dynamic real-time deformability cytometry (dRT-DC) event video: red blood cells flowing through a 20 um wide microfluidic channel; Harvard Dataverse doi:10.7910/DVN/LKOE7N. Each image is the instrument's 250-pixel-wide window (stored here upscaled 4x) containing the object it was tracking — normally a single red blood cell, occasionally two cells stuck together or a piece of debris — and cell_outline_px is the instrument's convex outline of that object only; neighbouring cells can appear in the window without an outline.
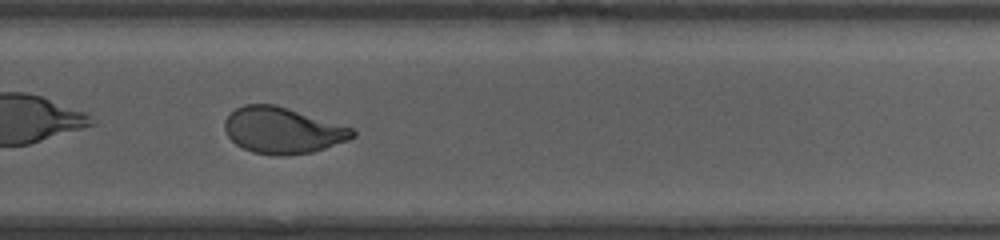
{"species": "human", "species_latin": "Homo sapiens", "temperature_condition": "room temperature", "stored_images_in_passage": 34, "camera_frame_rate_fps": 3000, "um_per_image_px": 0.085, "donor": {"sex": "female"}, "frame": {"image": 1, "passage_image": 20, "time_ms": 6.333, "image_size_px": [1000, 240], "cell_outline_px": [[356, 136], [348, 140], [312, 152], [284, 156], [276, 156], [252, 152], [236, 144], [228, 136], [224, 128], [224, 120], [236, 108], [244, 104], [276, 104], [356, 128]], "centroid_in_image_um": [24.05, 11.07], "position_along_channel_um": 305.7, "area_um2": 34.74}, "authors_computed_cell_mechanics": {"area_um2": 34.9112, "velocity_mm_per_s": 4.062, "shape_relaxation_time_tau1_ms": 4.4119, "shape_relaxation_time_tau2_ms": 0.7249, "deformation_change_tau1": 0.1694, "deformation_change_tau2": 0.064}}